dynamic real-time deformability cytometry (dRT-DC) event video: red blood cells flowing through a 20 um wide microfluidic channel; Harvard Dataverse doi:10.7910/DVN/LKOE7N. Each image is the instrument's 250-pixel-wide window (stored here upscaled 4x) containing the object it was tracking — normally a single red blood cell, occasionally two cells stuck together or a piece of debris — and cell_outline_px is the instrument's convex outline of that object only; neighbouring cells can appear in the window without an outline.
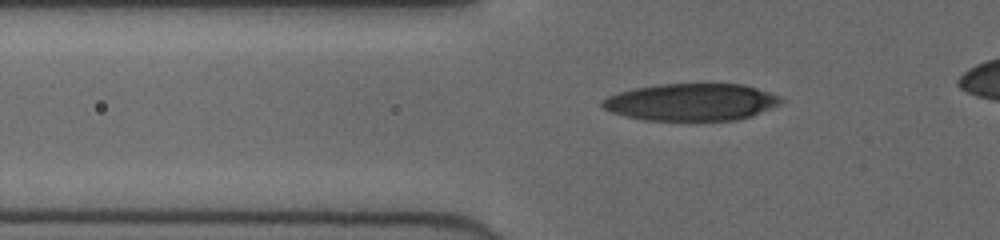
{"species": "human", "species_latin": "Homo sapiens", "temperature_condition": "cold", "stored_images_in_passage": 46, "camera_frame_rate_fps": 3000, "um_per_image_px": 0.085, "donor": {"sex": "female"}, "frame": {"image": 1, "passage_image": 16, "time_ms": 5.0, "image_size_px": [1000, 240], "cell_outline_px": [[784, 100], [780, 104], [752, 116], [736, 120], [644, 120], [612, 112], [604, 108], [600, 104], [600, 100], [608, 96], [620, 92], [636, 88], [656, 84], [744, 84], [780, 96]], "centroid_in_image_um": [58.77, 8.67], "position_along_channel_um": 67.0, "area_um2": 38.55}}
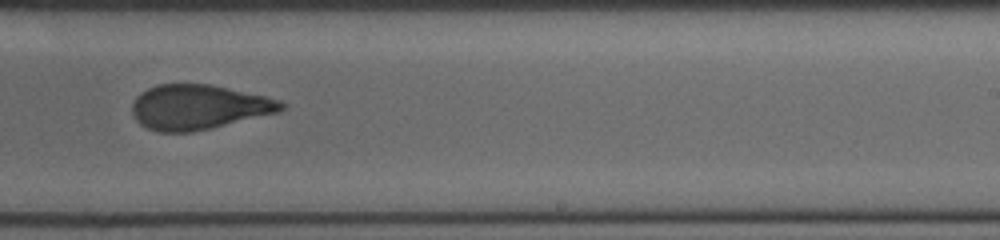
{"frame": {"image": 2, "passage_image": 32, "time_ms": 10.333, "image_size_px": [1000, 240], "cell_outline_px": [[288, 104], [280, 112], [212, 128], [192, 132], [156, 132], [140, 124], [136, 120], [132, 112], [132, 104], [136, 96], [140, 92], [156, 84], [212, 84], [264, 96], [280, 100]], "centroid_in_image_um": [16.88, 9.1], "position_along_channel_um": 272.1, "area_um2": 39.19}}
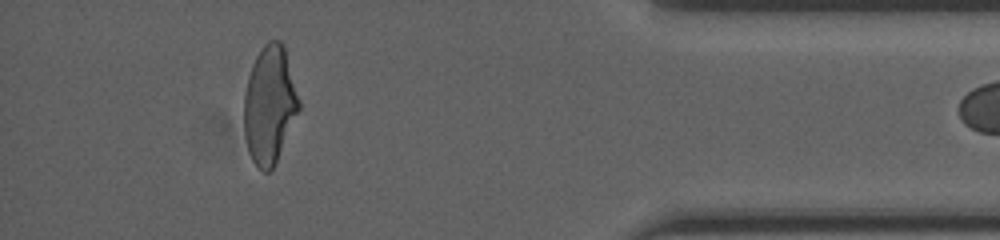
{"frame": {"image": 3, "passage_image": 45, "time_ms": 14.667, "image_size_px": [1000, 240], "cell_outline_px": [[300, 108], [276, 160], [272, 168], [268, 172], [264, 172], [252, 160], [248, 152], [244, 136], [244, 92], [248, 76], [252, 64], [256, 56], [264, 44], [268, 40], [280, 40], [284, 44], [300, 100]], "centroid_in_image_um": [22.9, 8.86], "position_along_channel_um": 412.3, "area_um2": 37.63}}